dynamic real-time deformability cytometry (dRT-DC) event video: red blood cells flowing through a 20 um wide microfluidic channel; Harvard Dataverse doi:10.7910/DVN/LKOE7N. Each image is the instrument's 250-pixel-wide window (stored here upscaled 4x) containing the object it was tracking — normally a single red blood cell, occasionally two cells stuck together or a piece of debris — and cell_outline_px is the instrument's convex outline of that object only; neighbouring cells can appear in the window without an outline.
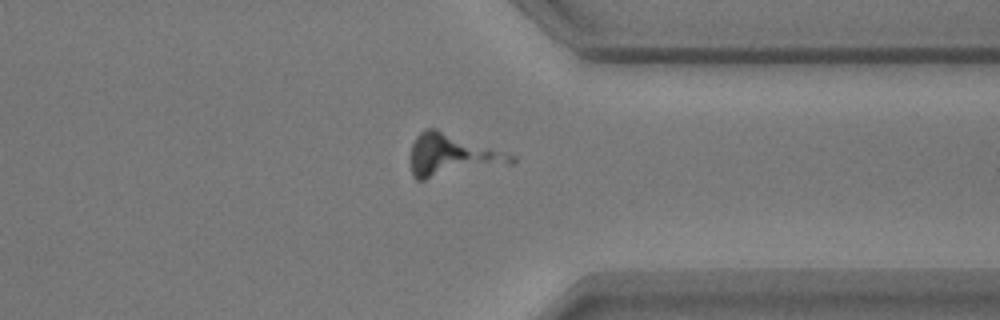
{"species": "common noctule bat (a hibernating species)", "species_latin": "Nyctalus noctula", "temperature_condition": "warm", "stored_images_in_passage": 41, "camera_frame_rate_fps": 3000, "um_per_image_px": 0.085, "animal": {"sex": "male", "body_mass_g": 17.9}, "frame": {"image": 1, "passage_image": 35, "time_ms": 11.333, "image_size_px": [1000, 320], "cell_outline_px": [[516, 160], [512, 164], [424, 180], [416, 180], [412, 176], [408, 156], [412, 144], [416, 136], [424, 128], [436, 128], [516, 156]], "centroid_in_image_um": [38.36, 13.2], "position_along_channel_um": 373.0, "area_um2": 25.2}}